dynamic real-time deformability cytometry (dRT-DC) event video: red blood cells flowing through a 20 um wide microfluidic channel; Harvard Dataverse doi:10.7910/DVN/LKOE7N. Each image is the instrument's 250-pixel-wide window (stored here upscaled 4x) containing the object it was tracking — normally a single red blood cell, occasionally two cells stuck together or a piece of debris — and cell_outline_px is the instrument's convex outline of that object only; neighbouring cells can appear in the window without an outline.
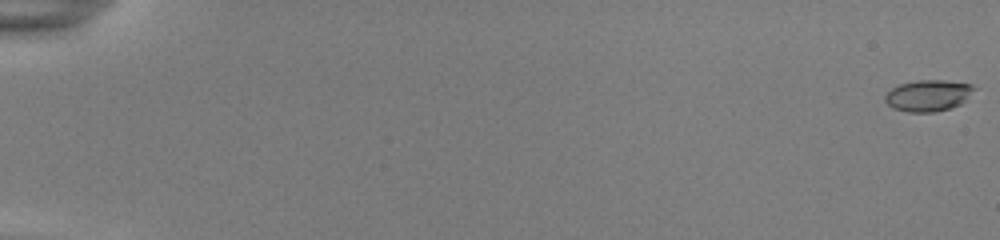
{"species": "common noctule bat (a hibernating species)", "species_latin": "Nyctalus noctula", "temperature_condition": "room temperature", "stored_images_in_passage": 55, "camera_frame_rate_fps": 3000, "um_per_image_px": 0.085, "animal": {"sex": "female", "body_mass_g": 22.0, "forearm_length_mm": 56.7}, "frame": {"image": 1, "passage_image": 1, "time_ms": 0.0, "image_size_px": [1000, 240], "cell_outline_px": [[976, 88], [960, 104], [952, 108], [932, 112], [908, 112], [892, 108], [884, 100], [884, 96], [892, 88], [900, 84], [916, 80], [944, 80], [972, 84]], "centroid_in_image_um": [78.88, 8.12], "position_along_channel_um": 6.1, "area_um2": 16.24}}
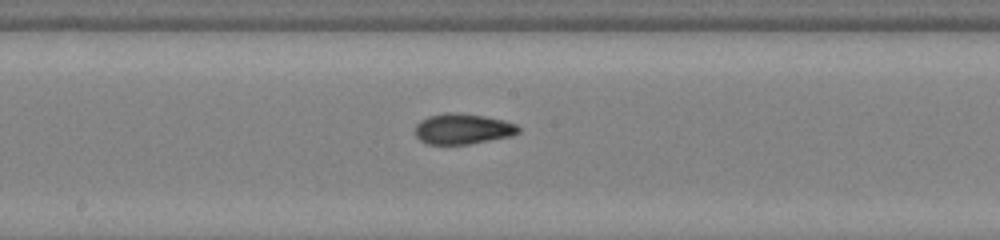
{"frame": {"image": 2, "passage_image": 32, "time_ms": 10.333, "image_size_px": [1000, 240], "cell_outline_px": [[520, 132], [512, 136], [468, 144], [428, 144], [420, 140], [416, 136], [416, 124], [420, 120], [428, 116], [444, 112], [456, 112], [484, 116], [504, 120], [516, 124], [520, 128]], "centroid_in_image_um": [39.34, 10.94], "position_along_channel_um": 208.9, "area_um2": 18.5}}
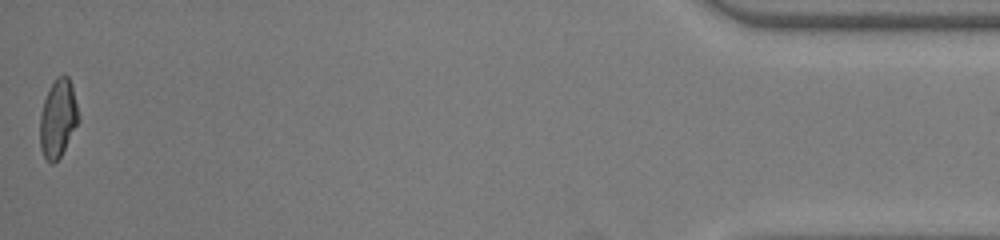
{"frame": {"image": 3, "passage_image": 55, "time_ms": 18.0, "image_size_px": [1000, 240], "cell_outline_px": [[80, 120], [60, 156], [52, 164], [44, 156], [40, 148], [40, 116], [44, 100], [56, 76], [68, 76], [72, 84], [80, 116]], "centroid_in_image_um": [4.95, 10.05], "position_along_channel_um": 430.3, "area_um2": 17.4}, "authors_computed_cell_mechanics": {"area_um2": 17.6868, "velocity_mm_per_s": 3.8904, "shape_relaxation_time_tau1_ms": null, "shape_relaxation_time_tau2_ms": 1.6756, "deformation_change_tau1": null, "deformation_change_tau2": 0.073}}